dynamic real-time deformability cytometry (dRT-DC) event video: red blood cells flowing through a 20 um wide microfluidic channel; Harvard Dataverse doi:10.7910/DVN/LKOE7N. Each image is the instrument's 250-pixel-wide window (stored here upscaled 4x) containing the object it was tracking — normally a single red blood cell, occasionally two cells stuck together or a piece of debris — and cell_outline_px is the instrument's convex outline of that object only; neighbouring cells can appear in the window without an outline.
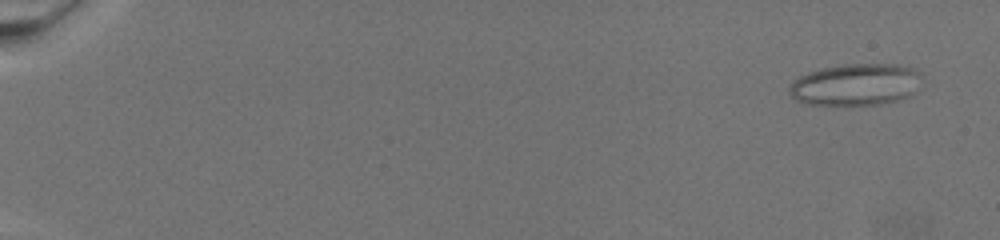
{"species": "common noctule bat (a hibernating species)", "species_latin": "Nyctalus noctula", "temperature_condition": "warm", "stored_images_in_passage": 74, "camera_frame_rate_fps": 3000, "um_per_image_px": 0.085, "animal": {"sex": "female", "body_mass_g": 19.5, "forearm_length_mm": 54.1}, "frame": {"image": 1, "passage_image": 5, "time_ms": 1.333, "image_size_px": [1000, 240], "cell_outline_px": [[920, 76], [908, 96], [896, 100], [880, 104], [812, 104], [796, 100], [792, 96], [788, 88], [800, 76], [824, 68], [848, 64], [896, 64], [912, 68], [920, 72]], "centroid_in_image_um": [72.71, 7.18], "position_along_channel_um": 12.3, "area_um2": 31.21}}
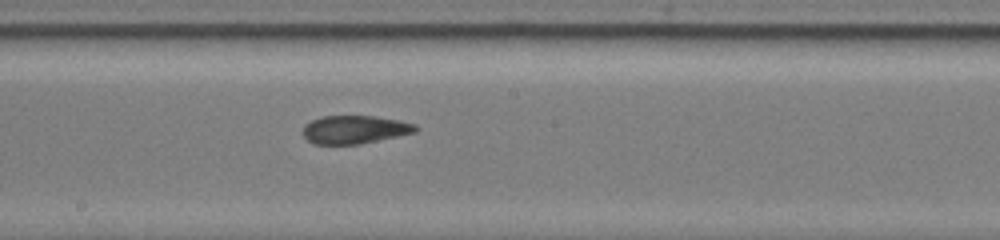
{"frame": {"image": 2, "passage_image": 45, "time_ms": 14.667, "image_size_px": [1000, 240], "cell_outline_px": [[416, 132], [360, 144], [312, 144], [304, 136], [304, 124], [312, 120], [324, 116], [372, 116], [396, 120], [416, 124]], "centroid_in_image_um": [30.12, 11.02], "position_along_channel_um": 218.1, "area_um2": 18.26}}
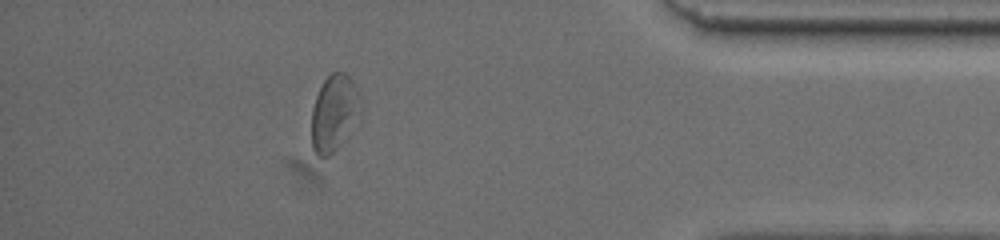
{"frame": {"image": 3, "passage_image": 67, "time_ms": 22.0, "image_size_px": [1000, 240], "cell_outline_px": [[356, 108], [348, 136], [328, 156], [316, 156], [312, 148], [312, 108], [316, 96], [324, 80], [332, 72], [344, 72], [348, 76], [356, 92]], "centroid_in_image_um": [28.28, 9.64], "position_along_channel_um": 406.9, "area_um2": 20.4}}